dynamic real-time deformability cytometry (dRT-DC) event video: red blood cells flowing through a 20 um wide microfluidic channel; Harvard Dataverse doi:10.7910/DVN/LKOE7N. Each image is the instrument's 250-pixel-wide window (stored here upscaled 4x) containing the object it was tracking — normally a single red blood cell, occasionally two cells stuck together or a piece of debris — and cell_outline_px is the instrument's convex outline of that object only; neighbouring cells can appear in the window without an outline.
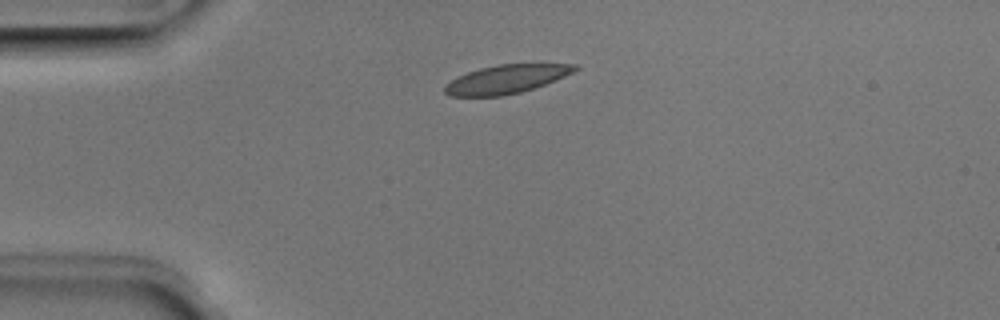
{"species": "Egyptian fruit bat (a non-hibernating species)", "species_latin": "Rousettus aegyptiacus", "temperature_condition": "room temperature", "stored_images_in_passage": 2, "camera_frame_rate_fps": 3000, "um_per_image_px": 0.085, "animal": {"sex": "male"}, "frame": {"image": 1, "passage_image": 1, "time_ms": 0.0, "image_size_px": [1000, 320], "cell_outline_px": [[580, 68], [564, 76], [544, 84], [520, 92], [500, 96], [448, 96], [444, 92], [444, 84], [456, 76], [480, 68], [500, 64], [580, 64]], "centroid_in_image_um": [42.98, 6.73], "position_along_channel_um": 42.0, "area_um2": 21.56}}